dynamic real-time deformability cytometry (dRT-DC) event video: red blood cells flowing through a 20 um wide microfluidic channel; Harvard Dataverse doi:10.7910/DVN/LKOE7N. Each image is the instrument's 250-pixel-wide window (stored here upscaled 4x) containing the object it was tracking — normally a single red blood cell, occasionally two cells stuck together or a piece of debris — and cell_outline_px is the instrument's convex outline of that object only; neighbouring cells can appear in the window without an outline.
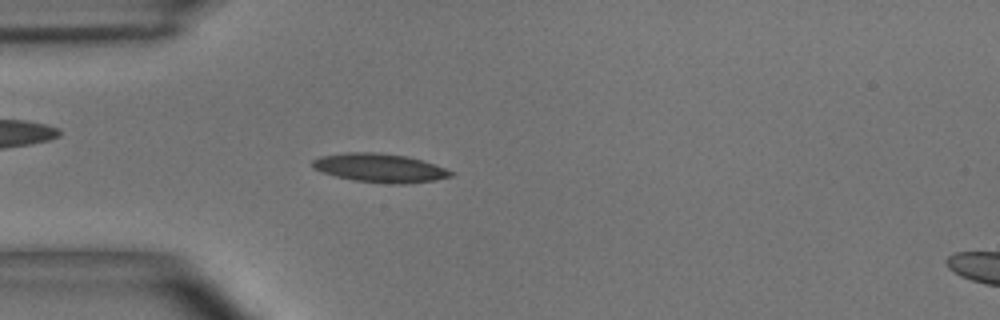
{"species": "common noctule bat (a hibernating species)", "species_latin": "Nyctalus noctula", "temperature_condition": "room temperature", "stored_images_in_passage": 46, "camera_frame_rate_fps": 3000, "um_per_image_px": 0.085, "animal": {"sex": "male", "body_mass_g": 15.6}, "frame": {"image": 1, "passage_image": 7, "time_ms": 2.0, "image_size_px": [1000, 320], "cell_outline_px": [[452, 176], [436, 180], [408, 184], [392, 184], [352, 180], [320, 172], [312, 168], [312, 160], [320, 156], [348, 152], [380, 152], [404, 156], [420, 160], [444, 168], [452, 172]], "centroid_in_image_um": [32.23, 14.28], "position_along_channel_um": 52.8, "area_um2": 23.12}}
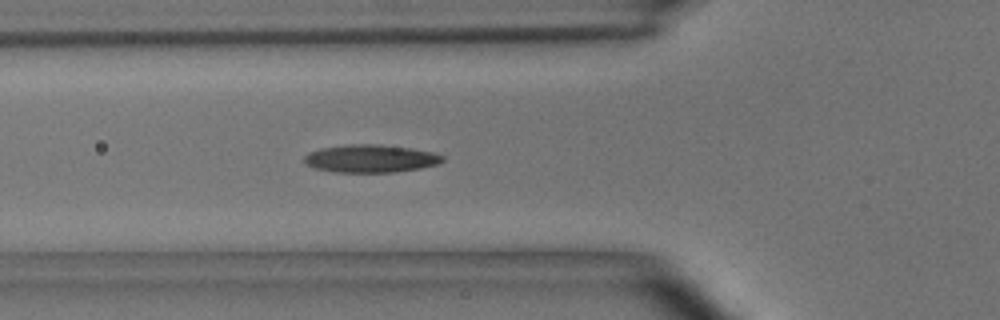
{"frame": {"image": 2, "passage_image": 11, "time_ms": 3.333, "image_size_px": [1000, 320], "cell_outline_px": [[444, 160], [436, 164], [420, 168], [396, 172], [332, 172], [316, 168], [304, 164], [304, 156], [308, 152], [320, 148], [348, 144], [376, 144], [412, 148], [432, 152], [444, 156]], "centroid_in_image_um": [31.46, 13.47], "position_along_channel_um": 94.3, "area_um2": 22.48}}
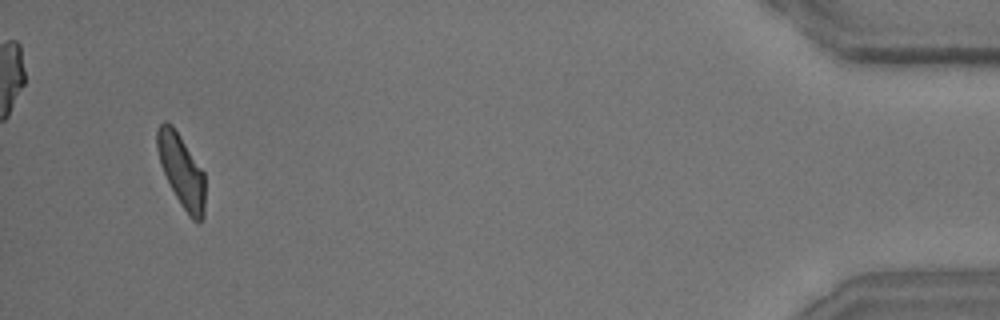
{"frame": {"image": 3, "passage_image": 44, "time_ms": 14.333, "image_size_px": [1000, 320], "cell_outline_px": [[204, 216], [200, 220], [192, 220], [188, 216], [180, 204], [160, 164], [156, 148], [156, 132], [160, 124], [164, 120], [172, 124], [204, 172]], "centroid_in_image_um": [15.41, 14.49], "position_along_channel_um": 419.8, "area_um2": 20.06}, "authors_computed_cell_mechanics": {"area_um2": 21.4727, "velocity_mm_per_s": 3.646, "shape_relaxation_time_tau1_ms": 8.0233, "shape_relaxation_time_tau2_ms": 1.673, "deformation_change_tau1": 0.2196, "deformation_change_tau2": 0.0929}}